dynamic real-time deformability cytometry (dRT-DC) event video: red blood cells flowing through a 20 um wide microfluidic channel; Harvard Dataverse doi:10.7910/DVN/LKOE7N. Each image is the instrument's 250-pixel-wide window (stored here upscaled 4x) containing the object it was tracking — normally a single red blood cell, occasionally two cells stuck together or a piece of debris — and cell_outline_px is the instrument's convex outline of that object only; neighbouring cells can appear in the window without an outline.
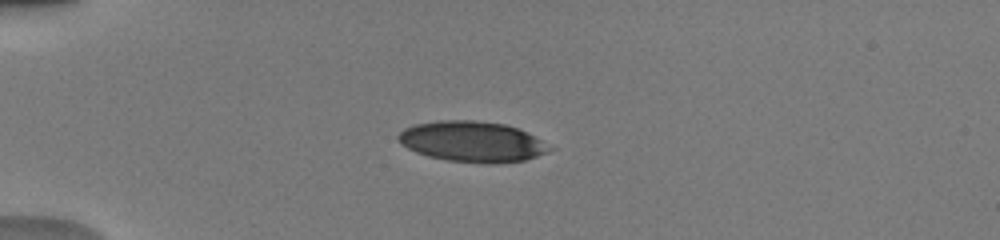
{"species": "human", "species_latin": "Homo sapiens", "temperature_condition": "warm", "stored_images_in_passage": 38, "camera_frame_rate_fps": 3000, "um_per_image_px": 0.085, "donor": {"sex": "male"}, "frame": {"image": 1, "passage_image": 1, "time_ms": 0.0, "image_size_px": [1000, 240], "cell_outline_px": [[556, 148], [548, 152], [524, 160], [492, 164], [488, 164], [448, 160], [428, 156], [416, 152], [408, 148], [396, 136], [404, 128], [416, 124], [440, 120], [476, 120], [504, 124], [516, 128]], "centroid_in_image_um": [40.14, 12.04], "position_along_channel_um": 44.9, "area_um2": 35.49}}
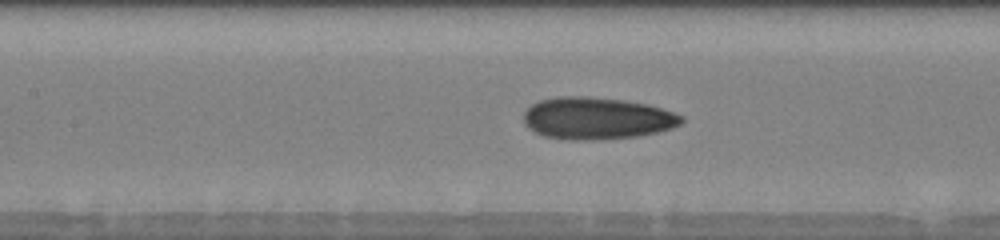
{"frame": {"image": 2, "passage_image": 12, "time_ms": 3.667, "image_size_px": [1000, 240], "cell_outline_px": [[684, 120], [680, 124], [672, 128], [656, 132], [636, 136], [592, 140], [572, 140], [544, 136], [528, 128], [524, 124], [524, 112], [532, 104], [540, 100], [556, 96], [588, 96], [624, 100], [648, 104], [684, 116]], "centroid_in_image_um": [50.71, 10.05], "position_along_channel_um": 156.7, "area_um2": 38.67}}
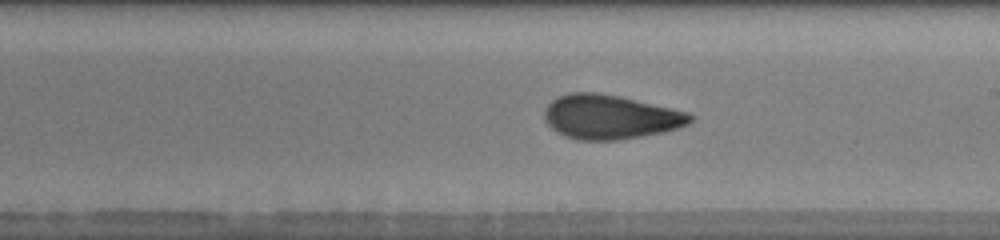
{"frame": {"image": 3, "passage_image": 18, "time_ms": 5.667, "image_size_px": [1000, 240], "cell_outline_px": [[696, 116], [688, 124], [676, 128], [660, 132], [640, 136], [616, 140], [576, 140], [564, 136], [556, 132], [544, 120], [544, 112], [548, 104], [552, 100], [560, 96], [572, 92], [596, 92], [620, 96], [672, 108], [688, 112]], "centroid_in_image_um": [51.85, 9.93], "position_along_channel_um": 237.2, "area_um2": 37.51}, "authors_computed_cell_mechanics": {"area_um2": 36.703, "velocity_mm_per_s": 4.0268, "shape_relaxation_time_tau1_ms": 8.4643, "shape_relaxation_time_tau2_ms": 1.435, "deformation_change_tau1": 0.2153, "deformation_change_tau2": 0.0801}}